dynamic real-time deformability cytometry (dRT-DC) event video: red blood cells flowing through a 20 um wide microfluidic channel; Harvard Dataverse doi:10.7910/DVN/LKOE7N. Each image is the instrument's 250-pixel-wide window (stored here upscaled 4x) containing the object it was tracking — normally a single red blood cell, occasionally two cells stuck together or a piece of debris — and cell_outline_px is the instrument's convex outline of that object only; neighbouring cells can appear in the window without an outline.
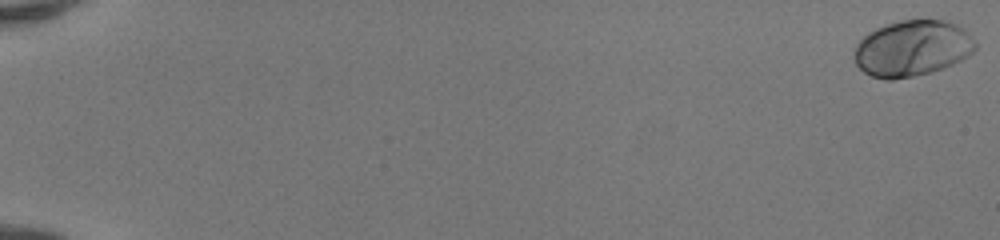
{"species": "human", "species_latin": "Homo sapiens", "temperature_condition": "room temperature", "stored_images_in_passage": 52, "camera_frame_rate_fps": 3000, "um_per_image_px": 0.085, "donor": {"sex": "female"}, "frame": {"image": 1, "passage_image": 1, "time_ms": 0.0, "image_size_px": [1000, 240], "cell_outline_px": [[976, 48], [968, 56], [944, 68], [932, 72], [892, 80], [884, 80], [872, 76], [864, 72], [856, 64], [852, 56], [852, 52], [856, 44], [868, 32], [876, 28], [900, 20], [944, 20], [956, 24], [964, 28], [976, 44]], "centroid_in_image_um": [77.5, 4.11], "position_along_channel_um": 7.5, "area_um2": 39.65}}
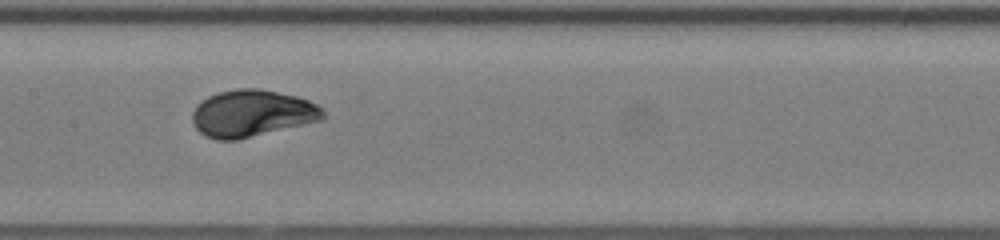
{"frame": {"image": 2, "passage_image": 29, "time_ms": 9.333, "image_size_px": [1000, 240], "cell_outline_px": [[324, 116], [320, 120], [236, 140], [216, 140], [204, 136], [196, 128], [192, 120], [192, 112], [196, 104], [200, 100], [208, 96], [220, 92], [236, 88], [260, 88], [296, 96], [308, 100], [316, 104], [324, 112]], "centroid_in_image_um": [21.36, 9.63], "position_along_channel_um": 186.0, "area_um2": 35.6}}
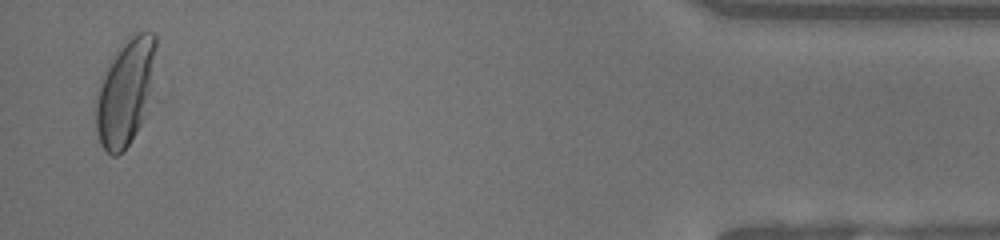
{"frame": {"image": 3, "passage_image": 51, "time_ms": 16.667, "image_size_px": [1000, 240], "cell_outline_px": [[156, 44], [144, 120], [128, 144], [116, 156], [112, 156], [104, 152], [100, 144], [96, 132], [96, 96], [104, 68], [128, 36], [132, 32], [152, 32], [156, 36]], "centroid_in_image_um": [10.6, 7.83], "position_along_channel_um": 424.6, "area_um2": 36.7}, "authors_computed_cell_mechanics": {"area_um2": 35.6048, "velocity_mm_per_s": 4.1504, "shape_relaxation_time_tau1_ms": 2.3955, "shape_relaxation_time_tau2_ms": null, "deformation_change_tau1": 0.1474, "deformation_change_tau2": null}}